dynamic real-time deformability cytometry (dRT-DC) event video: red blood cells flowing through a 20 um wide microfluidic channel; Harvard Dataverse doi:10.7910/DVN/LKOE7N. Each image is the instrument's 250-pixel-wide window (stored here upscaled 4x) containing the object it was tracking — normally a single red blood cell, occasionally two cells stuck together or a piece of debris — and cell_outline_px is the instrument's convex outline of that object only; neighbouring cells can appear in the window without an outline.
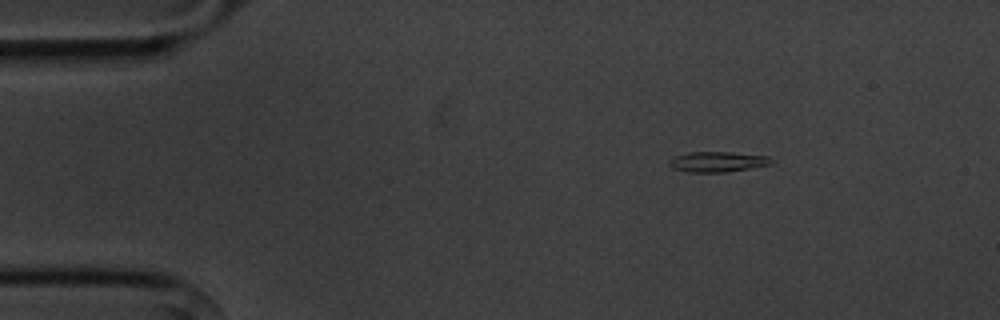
{"species": "common noctule bat (a hibernating species)", "species_latin": "Nyctalus noctula", "temperature_condition": "cold", "stored_images_in_passage": 3, "camera_frame_rate_fps": 3000, "um_per_image_px": 0.085, "animal": {"sex": "male", "body_mass_g": 20.1, "forearm_length_mm": 53.5}, "frame": {"image": 1, "passage_image": 1, "time_ms": 0.0, "image_size_px": [1000, 320], "cell_outline_px": [[776, 160], [768, 164], [728, 172], [688, 172], [672, 168], [668, 164], [668, 160], [676, 156], [688, 152], [728, 152], [768, 156]], "centroid_in_image_um": [60.95, 13.75], "position_along_channel_um": 24.0, "area_um2": 12.02}}
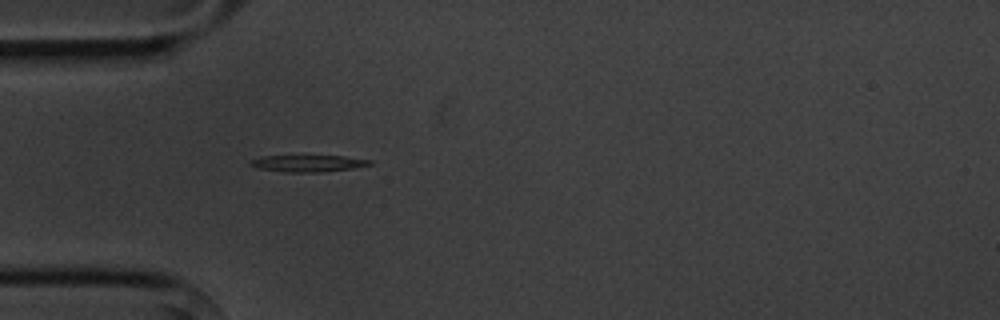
{"frame": {"image": 2, "passage_image": 3, "time_ms": 2.667, "image_size_px": [1000, 320], "cell_outline_px": [[372, 164], [352, 168], [320, 172], [284, 172], [256, 168], [248, 164], [248, 160], [264, 156], [344, 156], [372, 160]], "centroid_in_image_um": [26.13, 13.89], "position_along_channel_um": 58.9, "area_um2": 11.62}}